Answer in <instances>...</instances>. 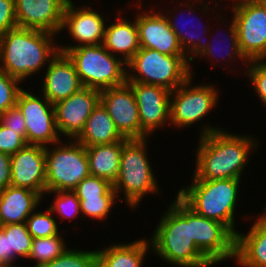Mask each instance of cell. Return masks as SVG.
I'll return each mask as SVG.
<instances>
[{"mask_svg":"<svg viewBox=\"0 0 266 267\" xmlns=\"http://www.w3.org/2000/svg\"><path fill=\"white\" fill-rule=\"evenodd\" d=\"M205 124V125H204ZM194 155L195 168L191 180L242 179L252 152L259 140L253 134H236L221 126L204 122ZM256 149V150H255Z\"/></svg>","mask_w":266,"mask_h":267,"instance_id":"cell-1","label":"cell"},{"mask_svg":"<svg viewBox=\"0 0 266 267\" xmlns=\"http://www.w3.org/2000/svg\"><path fill=\"white\" fill-rule=\"evenodd\" d=\"M149 237L151 253L173 267H213L191 238L189 207L175 194Z\"/></svg>","mask_w":266,"mask_h":267,"instance_id":"cell-2","label":"cell"},{"mask_svg":"<svg viewBox=\"0 0 266 267\" xmlns=\"http://www.w3.org/2000/svg\"><path fill=\"white\" fill-rule=\"evenodd\" d=\"M56 36L19 27L8 30L0 37V69L21 83L27 82L32 75L35 77L46 69L59 52Z\"/></svg>","mask_w":266,"mask_h":267,"instance_id":"cell-3","label":"cell"},{"mask_svg":"<svg viewBox=\"0 0 266 267\" xmlns=\"http://www.w3.org/2000/svg\"><path fill=\"white\" fill-rule=\"evenodd\" d=\"M241 180H191V184L180 187L176 195L195 213L223 223L236 235L235 214L241 196Z\"/></svg>","mask_w":266,"mask_h":267,"instance_id":"cell-4","label":"cell"},{"mask_svg":"<svg viewBox=\"0 0 266 267\" xmlns=\"http://www.w3.org/2000/svg\"><path fill=\"white\" fill-rule=\"evenodd\" d=\"M148 140L150 137L128 139L124 143L119 176L113 184L118 200L125 202L131 210L138 209L147 195L160 196L162 193L148 156Z\"/></svg>","mask_w":266,"mask_h":267,"instance_id":"cell-5","label":"cell"},{"mask_svg":"<svg viewBox=\"0 0 266 267\" xmlns=\"http://www.w3.org/2000/svg\"><path fill=\"white\" fill-rule=\"evenodd\" d=\"M126 66L127 82L158 85L170 91L194 74L187 55H165L149 48H140Z\"/></svg>","mask_w":266,"mask_h":267,"instance_id":"cell-6","label":"cell"},{"mask_svg":"<svg viewBox=\"0 0 266 267\" xmlns=\"http://www.w3.org/2000/svg\"><path fill=\"white\" fill-rule=\"evenodd\" d=\"M66 54L73 61L83 87L99 91L127 82V66L102 44L81 45Z\"/></svg>","mask_w":266,"mask_h":267,"instance_id":"cell-7","label":"cell"},{"mask_svg":"<svg viewBox=\"0 0 266 267\" xmlns=\"http://www.w3.org/2000/svg\"><path fill=\"white\" fill-rule=\"evenodd\" d=\"M63 141L45 147L46 192L73 191L90 175L85 146L76 139Z\"/></svg>","mask_w":266,"mask_h":267,"instance_id":"cell-8","label":"cell"},{"mask_svg":"<svg viewBox=\"0 0 266 267\" xmlns=\"http://www.w3.org/2000/svg\"><path fill=\"white\" fill-rule=\"evenodd\" d=\"M190 76L182 85L171 91L170 127L177 130L200 124L219 104L220 93L214 83H193Z\"/></svg>","mask_w":266,"mask_h":267,"instance_id":"cell-9","label":"cell"},{"mask_svg":"<svg viewBox=\"0 0 266 267\" xmlns=\"http://www.w3.org/2000/svg\"><path fill=\"white\" fill-rule=\"evenodd\" d=\"M179 1L178 0H176V1L170 0L169 1V3L170 2L171 3L174 2L173 4H174L175 9H173V8L172 9H170V8L167 9V7H165L166 9L163 8L164 10L161 9L160 11L167 18L170 28L176 34V37L178 38V40L180 42V45H181V47L183 49V52L187 55V61L192 65L191 69H193L192 62L198 58V56L207 48V46L209 44V40H208V38L206 40L205 36L208 37V34L210 35L211 34L210 32H213V30L211 31L212 26L211 25H209V26L207 25L208 24L207 20L209 21L210 18H211V20H213L212 19L213 17H211V14L209 12H211V10H213L215 12V10L218 9V7H219L218 10H220L221 12H222V10H223V12H226V11H224L225 10V5L223 4V6H221L219 3H217V2L215 3L213 0H209V1L208 0H206V1L205 0H179ZM212 3H213V5L215 4L214 5L215 7L212 5ZM210 6L211 7L213 6V8H211ZM184 7L186 8V10H185ZM175 10H176V13H175ZM179 10H181V12H179ZM196 10H197V13L199 11L202 12L203 16H201L200 20L202 19V17H204V16L208 17L210 15V17L207 18V20H206L205 26H202L201 24H203V23H200L199 19L196 18L195 20L198 19L196 21L197 22L196 25H198V23H199L201 27L197 26V28H195L196 26L193 24L195 17H194L193 14H196ZM181 14L184 15L185 17L187 15H190V16L192 15L193 18L191 19L189 16H188L189 19L183 17V18L186 19L184 21L182 19ZM206 15H208V16H206ZM180 16H181V18H180ZM190 19H191V21H190ZM180 20H183L184 23L180 22ZM189 22L190 23L192 22L191 24H193L194 27L191 26V24ZM184 26H187V29ZM188 26L192 31L188 28ZM193 28L196 29L195 32H193L194 31ZM202 35H204V36H202Z\"/></svg>","mask_w":266,"mask_h":267,"instance_id":"cell-10","label":"cell"},{"mask_svg":"<svg viewBox=\"0 0 266 267\" xmlns=\"http://www.w3.org/2000/svg\"><path fill=\"white\" fill-rule=\"evenodd\" d=\"M236 23L238 45L247 61L266 60V11L257 0L222 3ZM231 5V6H230Z\"/></svg>","mask_w":266,"mask_h":267,"instance_id":"cell-11","label":"cell"},{"mask_svg":"<svg viewBox=\"0 0 266 267\" xmlns=\"http://www.w3.org/2000/svg\"><path fill=\"white\" fill-rule=\"evenodd\" d=\"M30 91L23 86L16 100L25 119L26 141L28 145L44 147L56 144L62 138L56 128L54 106L42 93L37 95Z\"/></svg>","mask_w":266,"mask_h":267,"instance_id":"cell-12","label":"cell"},{"mask_svg":"<svg viewBox=\"0 0 266 267\" xmlns=\"http://www.w3.org/2000/svg\"><path fill=\"white\" fill-rule=\"evenodd\" d=\"M189 224L193 242L213 265L235 259L236 235L226 225L200 216L191 208Z\"/></svg>","mask_w":266,"mask_h":267,"instance_id":"cell-13","label":"cell"},{"mask_svg":"<svg viewBox=\"0 0 266 267\" xmlns=\"http://www.w3.org/2000/svg\"><path fill=\"white\" fill-rule=\"evenodd\" d=\"M76 4L75 1L68 0L64 9L60 33L68 29V35L74 41L71 42L73 43L71 45L67 43L64 46L62 42L58 44L59 51L63 53L81 45H101L103 43L107 25L106 20H109L107 15L103 16V12L100 13L98 8H93L92 3H88L89 5L82 4L80 6ZM104 17H106V20Z\"/></svg>","mask_w":266,"mask_h":267,"instance_id":"cell-14","label":"cell"},{"mask_svg":"<svg viewBox=\"0 0 266 267\" xmlns=\"http://www.w3.org/2000/svg\"><path fill=\"white\" fill-rule=\"evenodd\" d=\"M136 2L137 11L135 12V20L139 31V42L141 48H149L159 51L165 55H186L180 45L176 34L169 26V22L165 15L159 10L161 9L159 2L156 6L146 4L145 9L143 0ZM149 6V7H148ZM158 6V7H157ZM155 8V9H154ZM158 9V10H156Z\"/></svg>","mask_w":266,"mask_h":267,"instance_id":"cell-15","label":"cell"},{"mask_svg":"<svg viewBox=\"0 0 266 267\" xmlns=\"http://www.w3.org/2000/svg\"><path fill=\"white\" fill-rule=\"evenodd\" d=\"M99 103V90L82 87L70 97L54 104L56 128L60 137L76 139Z\"/></svg>","mask_w":266,"mask_h":267,"instance_id":"cell-16","label":"cell"},{"mask_svg":"<svg viewBox=\"0 0 266 267\" xmlns=\"http://www.w3.org/2000/svg\"><path fill=\"white\" fill-rule=\"evenodd\" d=\"M138 106L142 139L150 137L157 129L170 128L171 91L158 85L127 82Z\"/></svg>","mask_w":266,"mask_h":267,"instance_id":"cell-17","label":"cell"},{"mask_svg":"<svg viewBox=\"0 0 266 267\" xmlns=\"http://www.w3.org/2000/svg\"><path fill=\"white\" fill-rule=\"evenodd\" d=\"M100 103L107 110L117 130L127 139H142L138 106L131 86H120L100 91Z\"/></svg>","mask_w":266,"mask_h":267,"instance_id":"cell-18","label":"cell"},{"mask_svg":"<svg viewBox=\"0 0 266 267\" xmlns=\"http://www.w3.org/2000/svg\"><path fill=\"white\" fill-rule=\"evenodd\" d=\"M19 28L60 34L68 0H14ZM59 33V34H58Z\"/></svg>","mask_w":266,"mask_h":267,"instance_id":"cell-19","label":"cell"},{"mask_svg":"<svg viewBox=\"0 0 266 267\" xmlns=\"http://www.w3.org/2000/svg\"><path fill=\"white\" fill-rule=\"evenodd\" d=\"M11 185L46 196L45 147L27 145L11 155Z\"/></svg>","mask_w":266,"mask_h":267,"instance_id":"cell-20","label":"cell"},{"mask_svg":"<svg viewBox=\"0 0 266 267\" xmlns=\"http://www.w3.org/2000/svg\"><path fill=\"white\" fill-rule=\"evenodd\" d=\"M42 76L41 92L51 104L64 100L80 90L83 85L73 61L66 53L58 52L49 62Z\"/></svg>","mask_w":266,"mask_h":267,"instance_id":"cell-21","label":"cell"},{"mask_svg":"<svg viewBox=\"0 0 266 267\" xmlns=\"http://www.w3.org/2000/svg\"><path fill=\"white\" fill-rule=\"evenodd\" d=\"M252 216L249 230L236 234L234 260L239 267H266V215Z\"/></svg>","mask_w":266,"mask_h":267,"instance_id":"cell-22","label":"cell"},{"mask_svg":"<svg viewBox=\"0 0 266 267\" xmlns=\"http://www.w3.org/2000/svg\"><path fill=\"white\" fill-rule=\"evenodd\" d=\"M120 8L116 21L106 25L102 45L114 56L121 58L127 63L141 48L139 42V31L135 16L133 20L123 16Z\"/></svg>","mask_w":266,"mask_h":267,"instance_id":"cell-23","label":"cell"},{"mask_svg":"<svg viewBox=\"0 0 266 267\" xmlns=\"http://www.w3.org/2000/svg\"><path fill=\"white\" fill-rule=\"evenodd\" d=\"M42 199L38 192L9 185L0 191V226L26 222Z\"/></svg>","mask_w":266,"mask_h":267,"instance_id":"cell-24","label":"cell"},{"mask_svg":"<svg viewBox=\"0 0 266 267\" xmlns=\"http://www.w3.org/2000/svg\"><path fill=\"white\" fill-rule=\"evenodd\" d=\"M216 16H218V17H216ZM216 16H213L214 17V19L216 20L215 22H216V24H213L214 26H216L217 24H219V26L222 24V26H223V24H224V27L223 28H225L224 30H225V32L227 31V33L225 34V36H223L224 37V41H225V43H224V47H219L218 48V46H220V45H217V44H219L220 43V37H217V38H219V39H217L218 41H216V39H213L212 37L214 36L215 37V35H211L210 36V40H209V44H208V46H207V48L198 56V58L197 59H199V57H200V59L201 58H203V60H204V58L205 59H210V60H208V62L209 61H211L210 63H211V66H212V68H214V67H216V65H217V68L220 66L218 63H221L220 61H223L222 63H224V61L226 62L225 64L227 65V63L228 64H230V65H225L224 67H223V70L225 69H227L228 71H229V68H230V71L229 72H233L232 70H233V68L234 67H232V66H234L236 63H237V61H238V64L237 65H239L240 64V61H241V66H243L244 65V69L243 68H240V69H242V73H244V71H245V68H246V66H247V64H248V61L245 59V57L241 54V52H240V49H239V45H238V38H237V30H236V23H235V21H234V19L232 18V16L230 17L231 18V20L230 21H226V17L227 16H225L224 17V15L222 14L221 15V12L218 14L217 13V15ZM219 23H218V22ZM225 22L226 23H228V25L227 26H225ZM230 22V23H229ZM227 29V30H226ZM218 31L220 32V30H217V31H214V32H216V33H214V34H217L218 33ZM223 32V31H222ZM221 34V33H220ZM228 34V35H227ZM217 35H219V34H217ZM216 35V36H217ZM212 38V39H211ZM213 40H214V42H213ZM223 40V39H222ZM216 42V43H215ZM223 42V41H222ZM221 42V43H222ZM227 43H229V44H227ZM215 44V45H214ZM222 45V44H221ZM226 45V46H225ZM228 45V46H227ZM226 47V48H225ZM216 48H218V49H216ZM217 50H219V51H224V53L222 52V53H220V52H218ZM220 53V54H219ZM219 54V55H218ZM225 55V56H224ZM217 57V58H216ZM213 58V59H212ZM215 59V60H214ZM221 59V60H220ZM240 59V60H239ZM214 60V61H213ZM236 60V61H235ZM215 61H219L218 63L217 62H215ZM232 61V62H231ZM217 63V64H216ZM226 67V68H225ZM228 67V68H227ZM244 70V71H243Z\"/></svg>","mask_w":266,"mask_h":267,"instance_id":"cell-25","label":"cell"},{"mask_svg":"<svg viewBox=\"0 0 266 267\" xmlns=\"http://www.w3.org/2000/svg\"><path fill=\"white\" fill-rule=\"evenodd\" d=\"M112 118L99 103L88 117L85 127L76 140L85 147L111 144L123 140Z\"/></svg>","mask_w":266,"mask_h":267,"instance_id":"cell-26","label":"cell"},{"mask_svg":"<svg viewBox=\"0 0 266 267\" xmlns=\"http://www.w3.org/2000/svg\"><path fill=\"white\" fill-rule=\"evenodd\" d=\"M127 140L85 147L90 175L106 179L113 185L119 176L121 152Z\"/></svg>","mask_w":266,"mask_h":267,"instance_id":"cell-27","label":"cell"},{"mask_svg":"<svg viewBox=\"0 0 266 267\" xmlns=\"http://www.w3.org/2000/svg\"><path fill=\"white\" fill-rule=\"evenodd\" d=\"M98 249V255L110 267H143L146 255L152 247L149 239L141 237L128 243L114 242L108 247Z\"/></svg>","mask_w":266,"mask_h":267,"instance_id":"cell-28","label":"cell"},{"mask_svg":"<svg viewBox=\"0 0 266 267\" xmlns=\"http://www.w3.org/2000/svg\"><path fill=\"white\" fill-rule=\"evenodd\" d=\"M33 237L25 222L0 226V254L11 267H22L16 264L18 259L28 258Z\"/></svg>","mask_w":266,"mask_h":267,"instance_id":"cell-29","label":"cell"},{"mask_svg":"<svg viewBox=\"0 0 266 267\" xmlns=\"http://www.w3.org/2000/svg\"><path fill=\"white\" fill-rule=\"evenodd\" d=\"M63 233L45 238H34L27 262L33 263L34 260L35 264L32 267H39L61 256L68 248Z\"/></svg>","mask_w":266,"mask_h":267,"instance_id":"cell-30","label":"cell"},{"mask_svg":"<svg viewBox=\"0 0 266 267\" xmlns=\"http://www.w3.org/2000/svg\"><path fill=\"white\" fill-rule=\"evenodd\" d=\"M47 196L53 195V201L48 208L55 218L60 219L59 223L67 220L82 219L80 210V201L74 191H49L45 193ZM81 217V218H80Z\"/></svg>","mask_w":266,"mask_h":267,"instance_id":"cell-31","label":"cell"},{"mask_svg":"<svg viewBox=\"0 0 266 267\" xmlns=\"http://www.w3.org/2000/svg\"><path fill=\"white\" fill-rule=\"evenodd\" d=\"M39 208L41 209V205L31 213L25 222L33 239L59 235L63 229L59 227V223L53 213L48 207L45 208L47 209L45 211H42V209L40 211Z\"/></svg>","mask_w":266,"mask_h":267,"instance_id":"cell-32","label":"cell"},{"mask_svg":"<svg viewBox=\"0 0 266 267\" xmlns=\"http://www.w3.org/2000/svg\"><path fill=\"white\" fill-rule=\"evenodd\" d=\"M80 201V210L82 218L92 219V221L107 222L110 213L115 207L116 203H119L117 197H86L78 198ZM108 217V219H107Z\"/></svg>","mask_w":266,"mask_h":267,"instance_id":"cell-33","label":"cell"},{"mask_svg":"<svg viewBox=\"0 0 266 267\" xmlns=\"http://www.w3.org/2000/svg\"><path fill=\"white\" fill-rule=\"evenodd\" d=\"M97 256V250L91 248L79 250L68 247L61 256L39 267H92Z\"/></svg>","mask_w":266,"mask_h":267,"instance_id":"cell-34","label":"cell"},{"mask_svg":"<svg viewBox=\"0 0 266 267\" xmlns=\"http://www.w3.org/2000/svg\"><path fill=\"white\" fill-rule=\"evenodd\" d=\"M78 198L117 197L113 185L106 179L89 175L73 190Z\"/></svg>","mask_w":266,"mask_h":267,"instance_id":"cell-35","label":"cell"},{"mask_svg":"<svg viewBox=\"0 0 266 267\" xmlns=\"http://www.w3.org/2000/svg\"><path fill=\"white\" fill-rule=\"evenodd\" d=\"M244 76L249 79L252 90L261 101L259 103L266 108V60L248 61Z\"/></svg>","mask_w":266,"mask_h":267,"instance_id":"cell-36","label":"cell"},{"mask_svg":"<svg viewBox=\"0 0 266 267\" xmlns=\"http://www.w3.org/2000/svg\"><path fill=\"white\" fill-rule=\"evenodd\" d=\"M21 82L0 69V114L16 106L18 93L23 88Z\"/></svg>","mask_w":266,"mask_h":267,"instance_id":"cell-37","label":"cell"},{"mask_svg":"<svg viewBox=\"0 0 266 267\" xmlns=\"http://www.w3.org/2000/svg\"><path fill=\"white\" fill-rule=\"evenodd\" d=\"M27 145L26 131H13L0 122V152L11 156Z\"/></svg>","mask_w":266,"mask_h":267,"instance_id":"cell-38","label":"cell"},{"mask_svg":"<svg viewBox=\"0 0 266 267\" xmlns=\"http://www.w3.org/2000/svg\"><path fill=\"white\" fill-rule=\"evenodd\" d=\"M16 27L15 1L0 0V37Z\"/></svg>","mask_w":266,"mask_h":267,"instance_id":"cell-39","label":"cell"},{"mask_svg":"<svg viewBox=\"0 0 266 267\" xmlns=\"http://www.w3.org/2000/svg\"><path fill=\"white\" fill-rule=\"evenodd\" d=\"M0 122L13 131H26L24 116L17 106L1 113Z\"/></svg>","mask_w":266,"mask_h":267,"instance_id":"cell-40","label":"cell"},{"mask_svg":"<svg viewBox=\"0 0 266 267\" xmlns=\"http://www.w3.org/2000/svg\"><path fill=\"white\" fill-rule=\"evenodd\" d=\"M11 185V156L0 152V191Z\"/></svg>","mask_w":266,"mask_h":267,"instance_id":"cell-41","label":"cell"},{"mask_svg":"<svg viewBox=\"0 0 266 267\" xmlns=\"http://www.w3.org/2000/svg\"><path fill=\"white\" fill-rule=\"evenodd\" d=\"M92 267H110L99 255L95 258Z\"/></svg>","mask_w":266,"mask_h":267,"instance_id":"cell-42","label":"cell"},{"mask_svg":"<svg viewBox=\"0 0 266 267\" xmlns=\"http://www.w3.org/2000/svg\"><path fill=\"white\" fill-rule=\"evenodd\" d=\"M0 265L4 267H11L2 257V254H0Z\"/></svg>","mask_w":266,"mask_h":267,"instance_id":"cell-43","label":"cell"},{"mask_svg":"<svg viewBox=\"0 0 266 267\" xmlns=\"http://www.w3.org/2000/svg\"><path fill=\"white\" fill-rule=\"evenodd\" d=\"M257 1L263 6V8L266 11V0H257Z\"/></svg>","mask_w":266,"mask_h":267,"instance_id":"cell-44","label":"cell"},{"mask_svg":"<svg viewBox=\"0 0 266 267\" xmlns=\"http://www.w3.org/2000/svg\"><path fill=\"white\" fill-rule=\"evenodd\" d=\"M263 213L266 215V205H264Z\"/></svg>","mask_w":266,"mask_h":267,"instance_id":"cell-45","label":"cell"},{"mask_svg":"<svg viewBox=\"0 0 266 267\" xmlns=\"http://www.w3.org/2000/svg\"><path fill=\"white\" fill-rule=\"evenodd\" d=\"M227 1L230 3V0H227ZM236 1H239V0H231V3L236 2Z\"/></svg>","mask_w":266,"mask_h":267,"instance_id":"cell-46","label":"cell"}]
</instances>
